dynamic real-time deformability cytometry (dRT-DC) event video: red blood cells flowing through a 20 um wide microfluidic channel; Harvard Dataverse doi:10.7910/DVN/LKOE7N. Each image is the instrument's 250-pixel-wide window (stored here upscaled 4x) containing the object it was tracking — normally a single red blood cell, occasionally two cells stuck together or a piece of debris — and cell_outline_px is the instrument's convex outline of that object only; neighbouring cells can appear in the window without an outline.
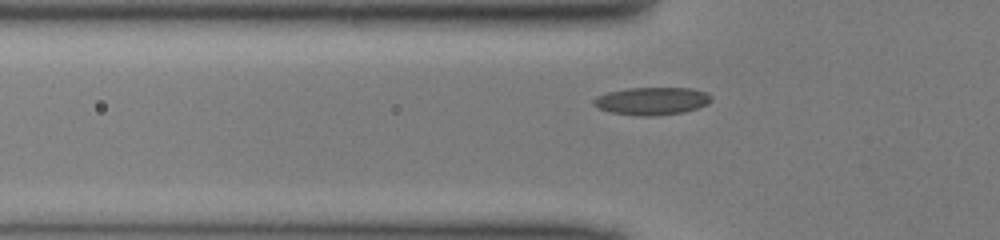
{"species": "common noctule bat (a hibernating species)", "species_latin": "Nyctalus noctula", "temperature_condition": "cold", "stored_images_in_passage": 32, "camera_frame_rate_fps": 3000, "um_per_image_px": 0.085, "animal": {"sex": "male", "body_mass_g": 13.0, "forearm_length_mm": 53.1}, "frame": {"image": 1, "passage_image": 3, "time_ms": 0.667, "image_size_px": [1000, 240], "cell_outline_px": [[712, 100], [708, 104], [684, 112], [656, 116], [636, 116], [612, 112], [600, 108], [592, 104], [592, 100], [596, 96], [608, 92], [628, 88], [692, 88], [704, 92], [712, 96]], "centroid_in_image_um": [55.41, 8.59], "position_along_channel_um": 70.4, "area_um2": 19.02}}
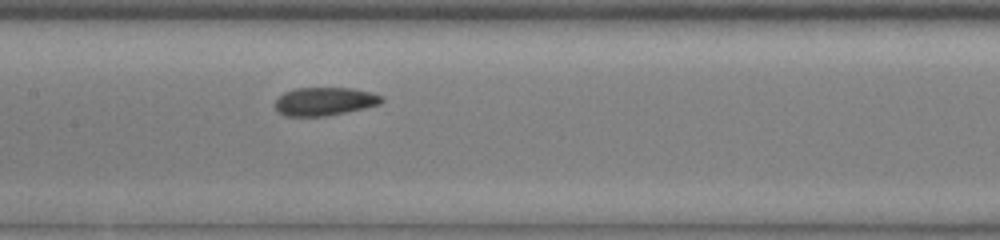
{"frame": {"image": 2, "passage_image": 11, "time_ms": 3.333, "image_size_px": [1000, 240], "cell_outline_px": [[384, 100], [380, 104], [364, 108], [324, 116], [284, 116], [276, 112], [276, 100], [284, 92], [296, 88], [352, 88], [372, 92], [384, 96]], "centroid_in_image_um": [27.6, 8.61], "position_along_channel_um": 179.8, "area_um2": 17.57}}
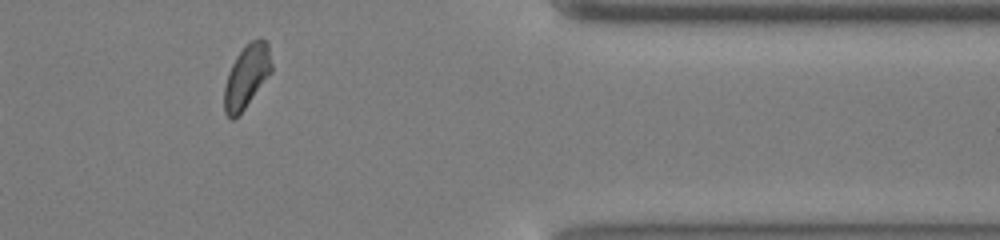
{"frame": {"image": 3, "passage_image": 28, "time_ms": 9.0, "image_size_px": [1000, 240], "cell_outline_px": [[272, 72], [244, 108], [232, 120], [224, 112], [224, 84], [228, 72], [236, 56], [252, 40], [260, 36], [268, 40], [272, 64]], "centroid_in_image_um": [20.98, 6.44], "position_along_channel_um": 390.4, "area_um2": 17.4}}